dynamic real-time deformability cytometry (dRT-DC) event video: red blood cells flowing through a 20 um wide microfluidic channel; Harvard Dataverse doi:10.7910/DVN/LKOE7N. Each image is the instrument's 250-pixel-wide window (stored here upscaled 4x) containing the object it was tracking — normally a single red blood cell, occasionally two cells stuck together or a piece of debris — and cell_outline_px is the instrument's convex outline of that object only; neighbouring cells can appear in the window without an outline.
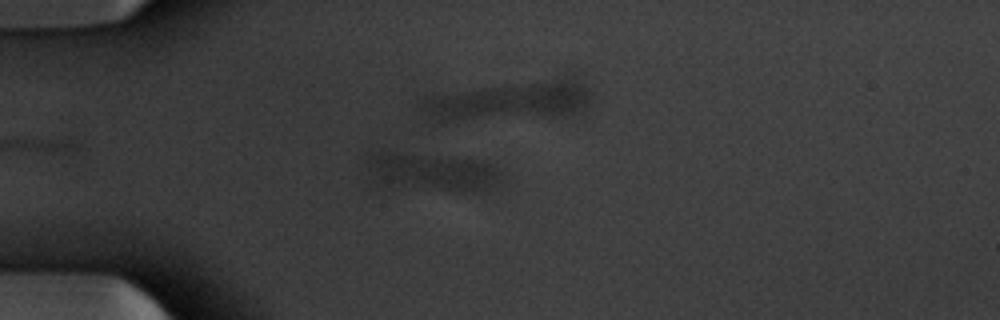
{"species": "common noctule bat (a hibernating species)", "species_latin": "Nyctalus noctula", "temperature_condition": "warm", "stored_images_in_passage": 14, "camera_frame_rate_fps": 3000, "um_per_image_px": 0.085, "animal": {"sex": "male", "body_mass_g": 20.1, "forearm_length_mm": 53.5}, "frame": {"image": 1, "passage_image": 8, "time_ms": 2.333, "image_size_px": [1000, 320], "cell_outline_px": [[508, 176], [484, 192], [460, 192], [376, 188], [368, 180], [368, 152], [396, 152], [448, 156], [488, 160], [504, 168]], "centroid_in_image_um": [36.75, 14.67], "position_along_channel_um": 48.2, "area_um2": 32.95}}